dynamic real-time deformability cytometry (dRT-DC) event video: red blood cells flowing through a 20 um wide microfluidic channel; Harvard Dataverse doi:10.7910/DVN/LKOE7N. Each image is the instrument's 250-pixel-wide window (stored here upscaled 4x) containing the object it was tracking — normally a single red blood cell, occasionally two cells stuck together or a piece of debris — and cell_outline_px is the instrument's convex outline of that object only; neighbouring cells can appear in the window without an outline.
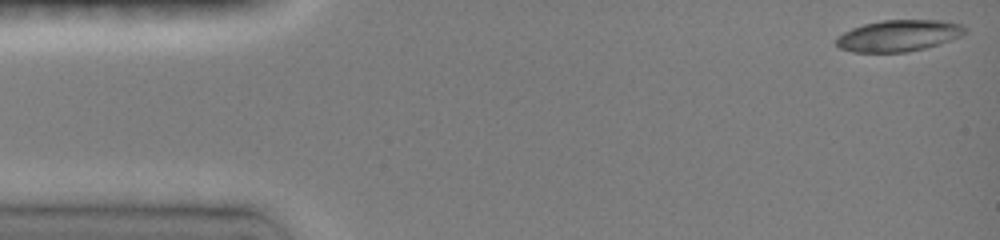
{"species": "common noctule bat (a hibernating species)", "species_latin": "Nyctalus noctula", "temperature_condition": "room temperature", "stored_images_in_passage": 19, "camera_frame_rate_fps": 3000, "um_per_image_px": 0.085, "animal": {"sex": "female", "body_mass_g": 19.0, "forearm_length_mm": 51.5}, "frame": {"image": 1, "passage_image": 1, "time_ms": 0.0, "image_size_px": [1000, 240], "cell_outline_px": [[968, 32], [960, 36], [924, 48], [908, 52], [852, 52], [840, 48], [836, 44], [836, 40], [844, 32], [852, 28], [864, 24], [880, 20], [944, 20], [960, 24], [968, 28]], "centroid_in_image_um": [76.4, 3.02], "position_along_channel_um": 8.6, "area_um2": 23.47}}
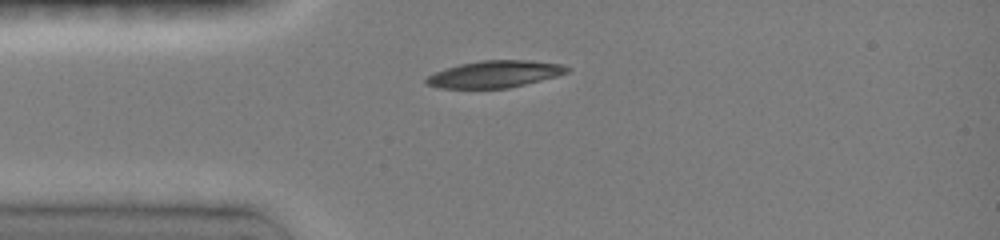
{"frame": {"image": 2, "passage_image": 10, "time_ms": 3.333, "image_size_px": [1000, 240], "cell_outline_px": [[572, 68], [568, 72], [556, 76], [508, 88], [436, 88], [424, 84], [424, 80], [428, 76], [436, 72], [460, 64], [480, 60], [528, 60], [564, 64]], "centroid_in_image_um": [42.06, 6.3], "position_along_channel_um": 42.9, "area_um2": 22.08}}
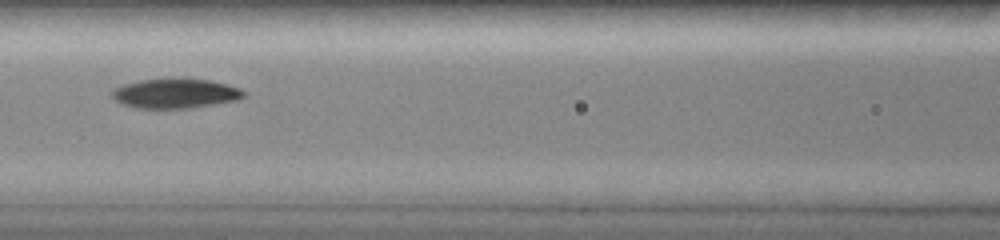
{"frame": {"image": 3, "passage_image": 17, "time_ms": 6.333, "image_size_px": [1000, 240], "cell_outline_px": [[244, 96], [240, 100], [192, 108], [136, 108], [120, 104], [112, 96], [112, 92], [116, 88], [124, 84], [140, 80], [168, 76], [208, 80], [228, 84], [240, 88], [244, 92]], "centroid_in_image_um": [14.92, 7.92], "position_along_channel_um": 151.7, "area_um2": 23.35}}